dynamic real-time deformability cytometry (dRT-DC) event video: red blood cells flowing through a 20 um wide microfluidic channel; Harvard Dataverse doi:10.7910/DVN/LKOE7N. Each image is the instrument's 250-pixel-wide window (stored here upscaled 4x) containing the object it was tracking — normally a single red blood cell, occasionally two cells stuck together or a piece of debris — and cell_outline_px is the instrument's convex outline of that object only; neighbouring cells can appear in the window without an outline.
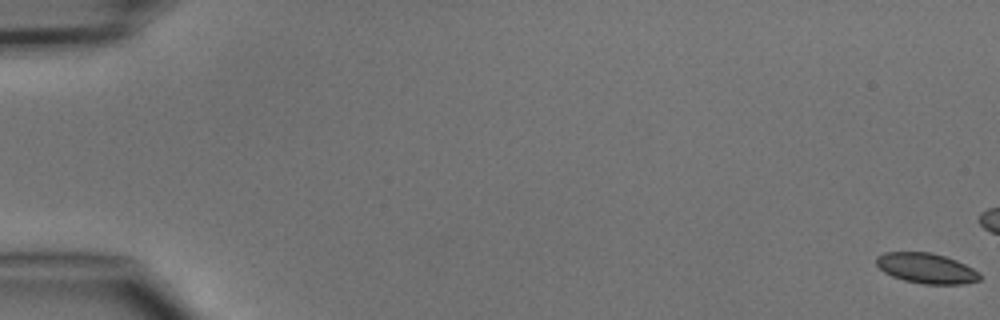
{"species": "common noctule bat (a hibernating species)", "species_latin": "Nyctalus noctula", "temperature_condition": "cold", "stored_images_in_passage": 7, "camera_frame_rate_fps": 3000, "um_per_image_px": 0.085, "animal": {"sex": "male", "body_mass_g": 15.6}, "frame": {"image": 1, "passage_image": 1, "time_ms": 0.0, "image_size_px": [1000, 320], "cell_outline_px": [[980, 280], [964, 284], [924, 284], [904, 280], [892, 276], [884, 272], [876, 264], [876, 256], [884, 252], [932, 252], [956, 260], [980, 272]], "centroid_in_image_um": [78.73, 22.8], "position_along_channel_um": 6.3, "area_um2": 18.26}}
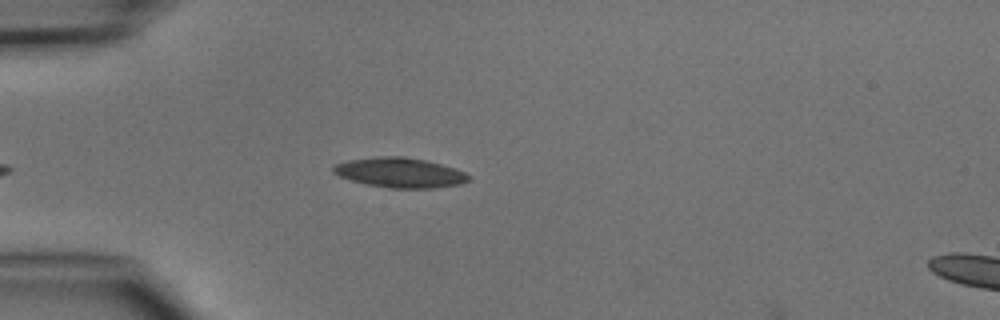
{"frame": {"image": 2, "passage_image": 6, "time_ms": 6.0, "image_size_px": [1000, 320], "cell_outline_px": [[472, 176], [468, 180], [460, 184], [432, 188], [388, 188], [368, 184], [352, 180], [340, 176], [332, 172], [332, 168], [336, 164], [348, 160], [372, 156], [404, 156], [428, 160], [456, 168]], "centroid_in_image_um": [34.01, 14.66], "position_along_channel_um": 51.0, "area_um2": 23.7}}